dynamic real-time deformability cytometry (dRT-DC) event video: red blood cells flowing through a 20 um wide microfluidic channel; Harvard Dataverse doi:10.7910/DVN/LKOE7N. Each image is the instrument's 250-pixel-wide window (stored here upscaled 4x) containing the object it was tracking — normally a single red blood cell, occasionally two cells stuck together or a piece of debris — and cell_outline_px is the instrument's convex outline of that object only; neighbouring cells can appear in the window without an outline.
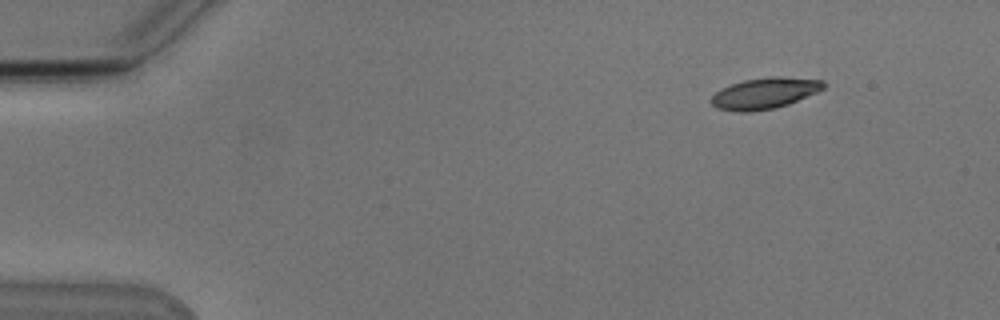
{"species": "Egyptian fruit bat (a non-hibernating species)", "species_latin": "Rousettus aegyptiacus", "temperature_condition": "cold", "stored_images_in_passage": 34, "camera_frame_rate_fps": 3000, "um_per_image_px": 0.085, "animal": {"sex": "male"}, "frame": {"image": 1, "passage_image": 1, "time_ms": 0.0, "image_size_px": [1000, 320], "cell_outline_px": [[824, 88], [816, 92], [788, 104], [776, 108], [752, 112], [736, 112], [716, 108], [712, 104], [712, 96], [716, 92], [732, 84], [744, 80], [776, 76], [824, 80]], "centroid_in_image_um": [64.99, 7.94], "position_along_channel_um": 20.0, "area_um2": 20.11}}
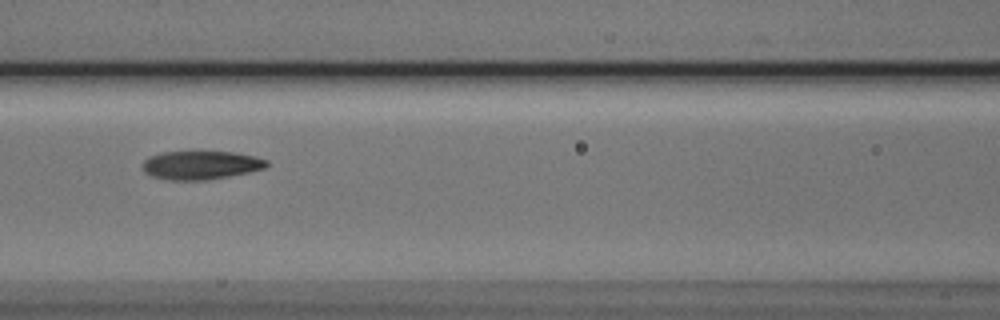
{"frame": {"image": 2, "passage_image": 19, "time_ms": 6.0, "image_size_px": [1000, 320], "cell_outline_px": [[268, 164], [264, 168], [248, 172], [228, 176], [204, 180], [168, 180], [152, 176], [144, 172], [144, 160], [148, 156], [160, 152], [232, 152], [256, 156], [268, 160]], "centroid_in_image_um": [17.06, 14.03], "position_along_channel_um": 149.5, "area_um2": 20.52}}
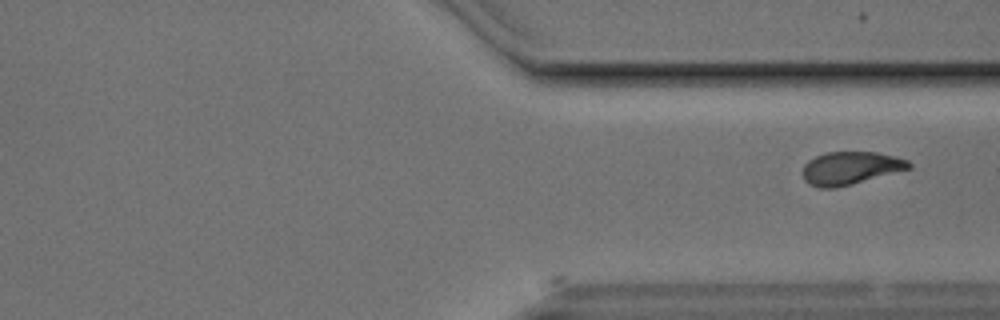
{"frame": {"image": 3, "passage_image": 34, "time_ms": 11.0, "image_size_px": [1000, 320], "cell_outline_px": [[912, 168], [852, 184], [836, 188], [820, 188], [808, 184], [804, 180], [804, 164], [808, 160], [824, 152], [876, 152], [896, 156], [908, 160], [912, 164]], "centroid_in_image_um": [72.3, 14.28], "position_along_channel_um": 339.1, "area_um2": 20.46}}